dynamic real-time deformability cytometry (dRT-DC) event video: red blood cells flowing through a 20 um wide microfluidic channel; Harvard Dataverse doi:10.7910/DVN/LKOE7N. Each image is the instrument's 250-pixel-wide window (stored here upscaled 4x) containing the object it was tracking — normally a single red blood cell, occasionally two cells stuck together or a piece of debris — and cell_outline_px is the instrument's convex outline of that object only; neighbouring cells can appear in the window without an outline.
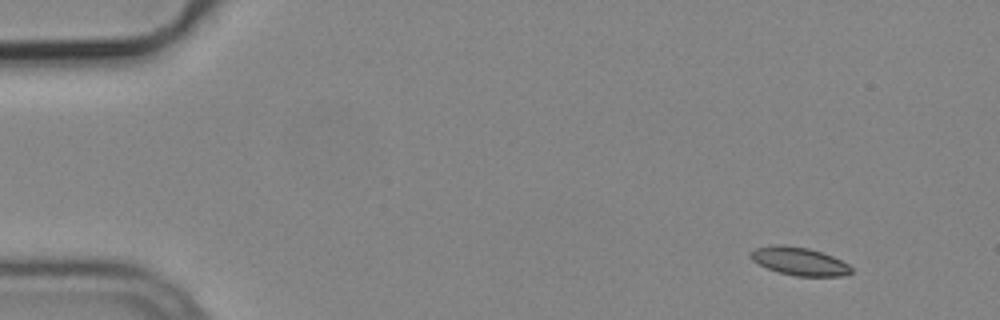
{"species": "common noctule bat (a hibernating species)", "species_latin": "Nyctalus noctula", "temperature_condition": "cold", "stored_images_in_passage": 5, "segment_of_instrument_passage": [1, 2], "camera_frame_rate_fps": 3000, "um_per_image_px": 0.085, "animal": {"sex": "male", "body_mass_g": 19.2, "forearm_length_mm": 51.8}, "frame": {"image": 1, "passage_image": 1, "time_ms": 0.0, "image_size_px": [1000, 320], "cell_outline_px": [[852, 272], [840, 276], [796, 276], [780, 272], [768, 268], [752, 260], [752, 252], [756, 248], [776, 244], [784, 244], [808, 248], [832, 256], [848, 264], [852, 268]], "centroid_in_image_um": [67.96, 22.2], "position_along_channel_um": 17.0, "area_um2": 16.13}}
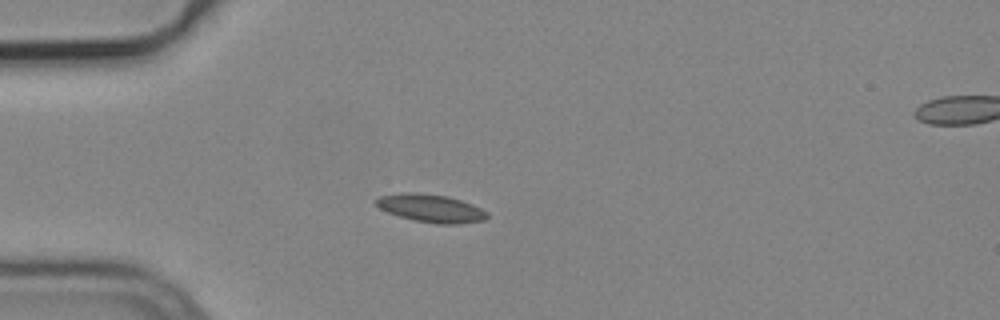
{"frame": {"image": 2, "passage_image": 4, "time_ms": 1.0, "image_size_px": [1000, 320], "cell_outline_px": [[488, 216], [484, 220], [456, 224], [436, 224], [412, 220], [388, 212], [380, 208], [372, 200], [380, 196], [404, 192], [416, 192], [448, 196], [472, 204], [488, 212]], "centroid_in_image_um": [36.61, 17.7], "position_along_channel_um": 48.4, "area_um2": 18.15}}